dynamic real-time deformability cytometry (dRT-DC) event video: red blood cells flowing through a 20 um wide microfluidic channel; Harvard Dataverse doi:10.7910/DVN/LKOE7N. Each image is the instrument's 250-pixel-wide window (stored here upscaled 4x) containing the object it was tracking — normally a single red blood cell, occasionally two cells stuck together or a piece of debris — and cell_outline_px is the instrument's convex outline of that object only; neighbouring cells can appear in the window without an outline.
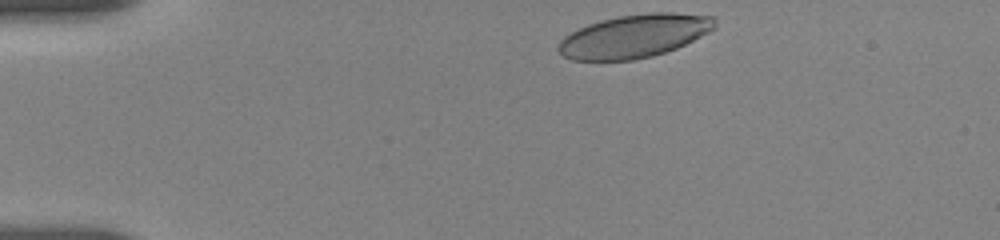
{"species": "human", "species_latin": "Homo sapiens", "temperature_condition": "room temperature", "stored_images_in_passage": 11, "camera_frame_rate_fps": 3000, "um_per_image_px": 0.085, "donor": {"sex": "female"}, "frame": {"image": 1, "passage_image": 1, "time_ms": 0.0, "image_size_px": [1000, 240], "cell_outline_px": [[716, 28], [676, 48], [652, 56], [632, 60], [572, 60], [564, 56], [556, 48], [560, 40], [564, 36], [588, 24], [620, 16], [648, 12], [672, 12], [716, 16]], "centroid_in_image_um": [53.94, 3.06], "position_along_channel_um": 31.1, "area_um2": 39.19}}